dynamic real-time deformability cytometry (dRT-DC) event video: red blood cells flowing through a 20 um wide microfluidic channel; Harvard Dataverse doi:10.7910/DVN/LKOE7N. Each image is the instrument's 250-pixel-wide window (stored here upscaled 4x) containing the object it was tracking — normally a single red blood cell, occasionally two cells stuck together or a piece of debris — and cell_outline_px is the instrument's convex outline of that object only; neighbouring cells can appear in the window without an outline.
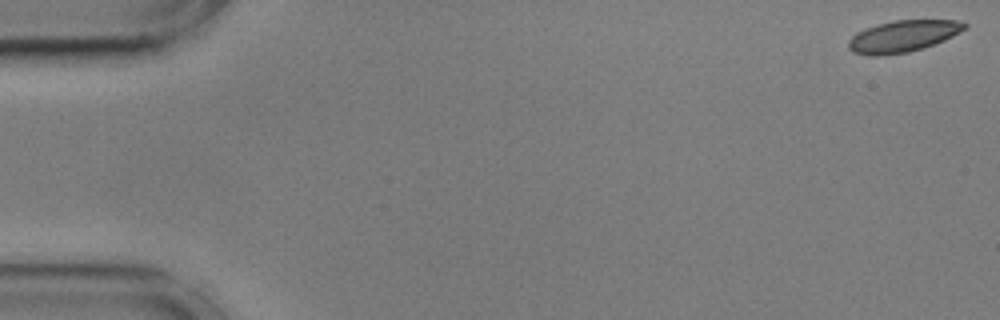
{"species": "common noctule bat (a hibernating species)", "species_latin": "Nyctalus noctula", "temperature_condition": "cold", "stored_images_in_passage": 18, "camera_frame_rate_fps": 3000, "um_per_image_px": 0.085, "animal": {"sex": "male", "body_mass_g": 17.9, "forearm_length_mm": 54.2}, "frame": {"image": 1, "passage_image": 1, "time_ms": 0.0, "image_size_px": [1000, 320], "cell_outline_px": [[968, 28], [944, 40], [908, 52], [880, 56], [868, 56], [852, 52], [848, 48], [848, 40], [856, 32], [876, 24], [892, 20], [956, 20], [968, 24]], "centroid_in_image_um": [76.71, 3.07], "position_along_channel_um": 8.3, "area_um2": 21.5}}
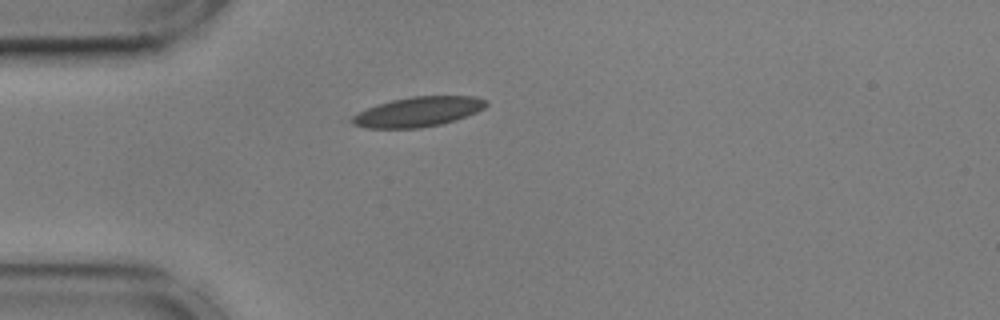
{"frame": {"image": 2, "passage_image": 15, "time_ms": 4.667, "image_size_px": [1000, 320], "cell_outline_px": [[488, 104], [484, 108], [476, 112], [456, 120], [440, 124], [420, 128], [364, 128], [352, 124], [348, 120], [352, 116], [376, 104], [392, 100], [412, 96], [476, 96], [488, 100]], "centroid_in_image_um": [35.53, 9.5], "position_along_channel_um": 49.5, "area_um2": 23.41}}